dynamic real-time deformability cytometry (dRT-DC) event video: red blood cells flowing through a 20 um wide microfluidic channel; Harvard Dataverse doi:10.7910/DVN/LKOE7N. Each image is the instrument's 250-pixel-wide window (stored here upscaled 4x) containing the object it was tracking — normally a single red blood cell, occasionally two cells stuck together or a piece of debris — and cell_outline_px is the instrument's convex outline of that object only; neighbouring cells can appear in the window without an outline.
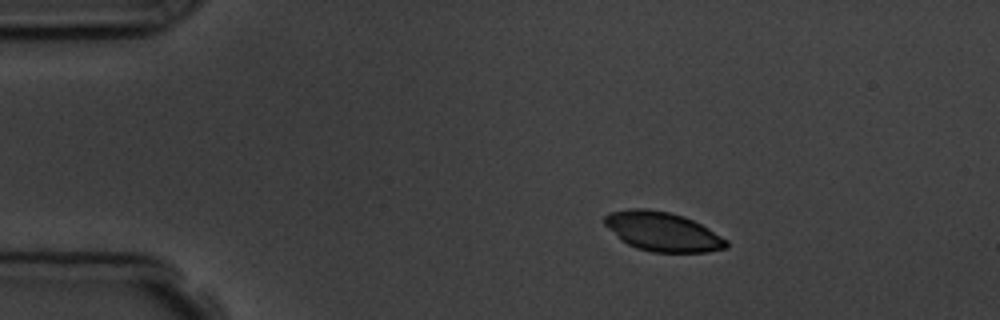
{"species": "common noctule bat (a hibernating species)", "species_latin": "Nyctalus noctula", "temperature_condition": "room temperature", "stored_images_in_passage": 4, "camera_frame_rate_fps": 3000, "um_per_image_px": 0.085, "animal": {"sex": "male", "body_mass_g": 19.5, "forearm_length_mm": 54.6}, "frame": {"image": 1, "passage_image": 2, "time_ms": 1.0, "image_size_px": [1000, 320], "cell_outline_px": [[728, 244], [724, 248], [708, 252], [652, 252], [636, 248], [620, 240], [604, 224], [604, 216], [608, 212], [628, 208], [644, 208], [668, 212], [684, 216], [708, 228], [728, 240]], "centroid_in_image_um": [56.28, 19.68], "position_along_channel_um": 28.7, "area_um2": 27.86}}
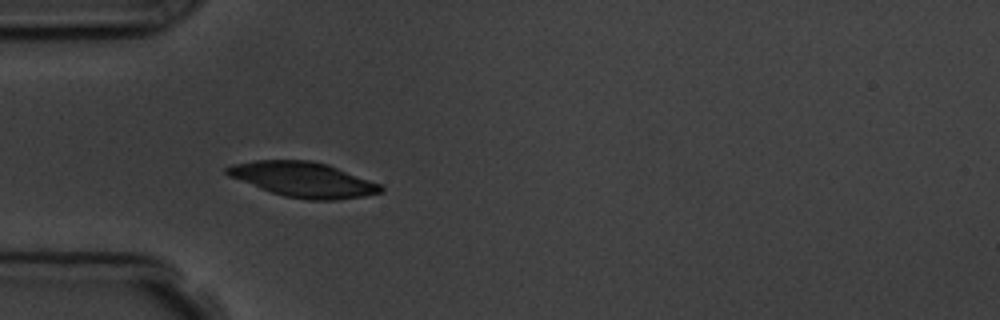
{"frame": {"image": 2, "passage_image": 4, "time_ms": 3.333, "image_size_px": [1000, 320], "cell_outline_px": [[384, 192], [364, 196], [336, 200], [308, 200], [284, 196], [260, 188], [228, 176], [224, 172], [224, 168], [232, 164], [252, 160], [312, 160], [328, 164], [380, 184], [384, 188]], "centroid_in_image_um": [25.76, 15.25], "position_along_channel_um": 59.2, "area_um2": 31.44}}